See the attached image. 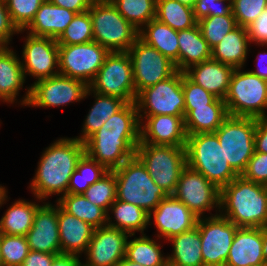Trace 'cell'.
I'll return each mask as SVG.
<instances>
[{
	"mask_svg": "<svg viewBox=\"0 0 267 266\" xmlns=\"http://www.w3.org/2000/svg\"><path fill=\"white\" fill-rule=\"evenodd\" d=\"M140 143V121L136 103H126L85 142V154L108 171L135 156Z\"/></svg>",
	"mask_w": 267,
	"mask_h": 266,
	"instance_id": "1",
	"label": "cell"
},
{
	"mask_svg": "<svg viewBox=\"0 0 267 266\" xmlns=\"http://www.w3.org/2000/svg\"><path fill=\"white\" fill-rule=\"evenodd\" d=\"M84 154V143L76 137L58 139L47 147L30 184L35 198L41 201L52 194H67L71 175Z\"/></svg>",
	"mask_w": 267,
	"mask_h": 266,
	"instance_id": "2",
	"label": "cell"
},
{
	"mask_svg": "<svg viewBox=\"0 0 267 266\" xmlns=\"http://www.w3.org/2000/svg\"><path fill=\"white\" fill-rule=\"evenodd\" d=\"M220 212L238 227L267 228L266 185L236 177L220 189Z\"/></svg>",
	"mask_w": 267,
	"mask_h": 266,
	"instance_id": "3",
	"label": "cell"
},
{
	"mask_svg": "<svg viewBox=\"0 0 267 266\" xmlns=\"http://www.w3.org/2000/svg\"><path fill=\"white\" fill-rule=\"evenodd\" d=\"M185 150L187 165L219 189L239 176L228 163L215 133L187 135Z\"/></svg>",
	"mask_w": 267,
	"mask_h": 266,
	"instance_id": "4",
	"label": "cell"
},
{
	"mask_svg": "<svg viewBox=\"0 0 267 266\" xmlns=\"http://www.w3.org/2000/svg\"><path fill=\"white\" fill-rule=\"evenodd\" d=\"M113 171L116 176V199L137 205L148 214L168 196L154 183L136 155Z\"/></svg>",
	"mask_w": 267,
	"mask_h": 266,
	"instance_id": "5",
	"label": "cell"
},
{
	"mask_svg": "<svg viewBox=\"0 0 267 266\" xmlns=\"http://www.w3.org/2000/svg\"><path fill=\"white\" fill-rule=\"evenodd\" d=\"M93 41L111 52H128L139 30L128 22L110 0H94L89 8Z\"/></svg>",
	"mask_w": 267,
	"mask_h": 266,
	"instance_id": "6",
	"label": "cell"
},
{
	"mask_svg": "<svg viewBox=\"0 0 267 266\" xmlns=\"http://www.w3.org/2000/svg\"><path fill=\"white\" fill-rule=\"evenodd\" d=\"M235 68L224 102L231 116L265 118L267 80L250 71Z\"/></svg>",
	"mask_w": 267,
	"mask_h": 266,
	"instance_id": "7",
	"label": "cell"
},
{
	"mask_svg": "<svg viewBox=\"0 0 267 266\" xmlns=\"http://www.w3.org/2000/svg\"><path fill=\"white\" fill-rule=\"evenodd\" d=\"M135 155L145 165L154 183L173 195L181 172L186 167L185 146L139 143Z\"/></svg>",
	"mask_w": 267,
	"mask_h": 266,
	"instance_id": "8",
	"label": "cell"
},
{
	"mask_svg": "<svg viewBox=\"0 0 267 266\" xmlns=\"http://www.w3.org/2000/svg\"><path fill=\"white\" fill-rule=\"evenodd\" d=\"M256 118L229 115L214 132L231 168L240 176L254 154Z\"/></svg>",
	"mask_w": 267,
	"mask_h": 266,
	"instance_id": "9",
	"label": "cell"
},
{
	"mask_svg": "<svg viewBox=\"0 0 267 266\" xmlns=\"http://www.w3.org/2000/svg\"><path fill=\"white\" fill-rule=\"evenodd\" d=\"M88 87L98 94L117 97L125 103H135L137 96L129 53H109Z\"/></svg>",
	"mask_w": 267,
	"mask_h": 266,
	"instance_id": "10",
	"label": "cell"
},
{
	"mask_svg": "<svg viewBox=\"0 0 267 266\" xmlns=\"http://www.w3.org/2000/svg\"><path fill=\"white\" fill-rule=\"evenodd\" d=\"M135 103L140 123L144 117L148 116H184L185 99L182 89V72L177 70L166 80L142 90L137 95ZM141 112H144L145 116Z\"/></svg>",
	"mask_w": 267,
	"mask_h": 266,
	"instance_id": "11",
	"label": "cell"
},
{
	"mask_svg": "<svg viewBox=\"0 0 267 266\" xmlns=\"http://www.w3.org/2000/svg\"><path fill=\"white\" fill-rule=\"evenodd\" d=\"M90 93V88L84 82L58 74L34 82L20 102L29 107H60L79 102Z\"/></svg>",
	"mask_w": 267,
	"mask_h": 266,
	"instance_id": "12",
	"label": "cell"
},
{
	"mask_svg": "<svg viewBox=\"0 0 267 266\" xmlns=\"http://www.w3.org/2000/svg\"><path fill=\"white\" fill-rule=\"evenodd\" d=\"M59 74L90 85L110 53L95 41L84 44L58 45Z\"/></svg>",
	"mask_w": 267,
	"mask_h": 266,
	"instance_id": "13",
	"label": "cell"
},
{
	"mask_svg": "<svg viewBox=\"0 0 267 266\" xmlns=\"http://www.w3.org/2000/svg\"><path fill=\"white\" fill-rule=\"evenodd\" d=\"M136 96L144 89L166 80L177 70L172 61L139 37L128 50Z\"/></svg>",
	"mask_w": 267,
	"mask_h": 266,
	"instance_id": "14",
	"label": "cell"
},
{
	"mask_svg": "<svg viewBox=\"0 0 267 266\" xmlns=\"http://www.w3.org/2000/svg\"><path fill=\"white\" fill-rule=\"evenodd\" d=\"M203 266H225L230 247L238 229L221 214L198 218Z\"/></svg>",
	"mask_w": 267,
	"mask_h": 266,
	"instance_id": "15",
	"label": "cell"
},
{
	"mask_svg": "<svg viewBox=\"0 0 267 266\" xmlns=\"http://www.w3.org/2000/svg\"><path fill=\"white\" fill-rule=\"evenodd\" d=\"M173 196L199 218L214 207L220 212V189L188 165L181 172Z\"/></svg>",
	"mask_w": 267,
	"mask_h": 266,
	"instance_id": "16",
	"label": "cell"
},
{
	"mask_svg": "<svg viewBox=\"0 0 267 266\" xmlns=\"http://www.w3.org/2000/svg\"><path fill=\"white\" fill-rule=\"evenodd\" d=\"M23 49L21 65L25 77L28 74L39 81L59 74V48L56 39L28 34Z\"/></svg>",
	"mask_w": 267,
	"mask_h": 266,
	"instance_id": "17",
	"label": "cell"
},
{
	"mask_svg": "<svg viewBox=\"0 0 267 266\" xmlns=\"http://www.w3.org/2000/svg\"><path fill=\"white\" fill-rule=\"evenodd\" d=\"M132 236L109 226L95 228L83 266H115L125 257L127 239Z\"/></svg>",
	"mask_w": 267,
	"mask_h": 266,
	"instance_id": "18",
	"label": "cell"
},
{
	"mask_svg": "<svg viewBox=\"0 0 267 266\" xmlns=\"http://www.w3.org/2000/svg\"><path fill=\"white\" fill-rule=\"evenodd\" d=\"M152 216L154 217L155 227L160 233L157 237L166 239L194 229L199 218L173 195H168L161 200L149 214V223L153 218Z\"/></svg>",
	"mask_w": 267,
	"mask_h": 266,
	"instance_id": "19",
	"label": "cell"
},
{
	"mask_svg": "<svg viewBox=\"0 0 267 266\" xmlns=\"http://www.w3.org/2000/svg\"><path fill=\"white\" fill-rule=\"evenodd\" d=\"M30 250L45 253H61L58 229V204L41 205L34 216L31 229L26 234Z\"/></svg>",
	"mask_w": 267,
	"mask_h": 266,
	"instance_id": "20",
	"label": "cell"
},
{
	"mask_svg": "<svg viewBox=\"0 0 267 266\" xmlns=\"http://www.w3.org/2000/svg\"><path fill=\"white\" fill-rule=\"evenodd\" d=\"M140 123V143L165 146H185L187 133L184 116L155 115ZM143 124V125H142Z\"/></svg>",
	"mask_w": 267,
	"mask_h": 266,
	"instance_id": "21",
	"label": "cell"
},
{
	"mask_svg": "<svg viewBox=\"0 0 267 266\" xmlns=\"http://www.w3.org/2000/svg\"><path fill=\"white\" fill-rule=\"evenodd\" d=\"M265 228L238 227L225 266H267L263 255Z\"/></svg>",
	"mask_w": 267,
	"mask_h": 266,
	"instance_id": "22",
	"label": "cell"
},
{
	"mask_svg": "<svg viewBox=\"0 0 267 266\" xmlns=\"http://www.w3.org/2000/svg\"><path fill=\"white\" fill-rule=\"evenodd\" d=\"M231 65L209 59L192 65L184 74L195 84L203 87L215 97L224 100L234 71Z\"/></svg>",
	"mask_w": 267,
	"mask_h": 266,
	"instance_id": "23",
	"label": "cell"
},
{
	"mask_svg": "<svg viewBox=\"0 0 267 266\" xmlns=\"http://www.w3.org/2000/svg\"><path fill=\"white\" fill-rule=\"evenodd\" d=\"M75 15V12L45 0L33 20L23 31L28 30V34L33 36L50 37L57 40Z\"/></svg>",
	"mask_w": 267,
	"mask_h": 266,
	"instance_id": "24",
	"label": "cell"
},
{
	"mask_svg": "<svg viewBox=\"0 0 267 266\" xmlns=\"http://www.w3.org/2000/svg\"><path fill=\"white\" fill-rule=\"evenodd\" d=\"M58 229L61 253L80 255L87 251L95 228L58 205Z\"/></svg>",
	"mask_w": 267,
	"mask_h": 266,
	"instance_id": "25",
	"label": "cell"
},
{
	"mask_svg": "<svg viewBox=\"0 0 267 266\" xmlns=\"http://www.w3.org/2000/svg\"><path fill=\"white\" fill-rule=\"evenodd\" d=\"M229 116L224 100L216 98L201 107H185L184 125L187 135L214 133Z\"/></svg>",
	"mask_w": 267,
	"mask_h": 266,
	"instance_id": "26",
	"label": "cell"
},
{
	"mask_svg": "<svg viewBox=\"0 0 267 266\" xmlns=\"http://www.w3.org/2000/svg\"><path fill=\"white\" fill-rule=\"evenodd\" d=\"M138 37L172 61L179 71L178 31L153 19L139 30Z\"/></svg>",
	"mask_w": 267,
	"mask_h": 266,
	"instance_id": "27",
	"label": "cell"
},
{
	"mask_svg": "<svg viewBox=\"0 0 267 266\" xmlns=\"http://www.w3.org/2000/svg\"><path fill=\"white\" fill-rule=\"evenodd\" d=\"M25 75L16 52L8 47H0V99L14 103L19 90L24 85Z\"/></svg>",
	"mask_w": 267,
	"mask_h": 266,
	"instance_id": "28",
	"label": "cell"
},
{
	"mask_svg": "<svg viewBox=\"0 0 267 266\" xmlns=\"http://www.w3.org/2000/svg\"><path fill=\"white\" fill-rule=\"evenodd\" d=\"M249 42L247 28L238 25L211 49V58L234 68H242L250 51Z\"/></svg>",
	"mask_w": 267,
	"mask_h": 266,
	"instance_id": "29",
	"label": "cell"
},
{
	"mask_svg": "<svg viewBox=\"0 0 267 266\" xmlns=\"http://www.w3.org/2000/svg\"><path fill=\"white\" fill-rule=\"evenodd\" d=\"M179 71L184 72L192 65L211 59V48L197 24L178 31Z\"/></svg>",
	"mask_w": 267,
	"mask_h": 266,
	"instance_id": "30",
	"label": "cell"
},
{
	"mask_svg": "<svg viewBox=\"0 0 267 266\" xmlns=\"http://www.w3.org/2000/svg\"><path fill=\"white\" fill-rule=\"evenodd\" d=\"M173 244L167 263L173 266H203L201 238L197 227L168 239Z\"/></svg>",
	"mask_w": 267,
	"mask_h": 266,
	"instance_id": "31",
	"label": "cell"
},
{
	"mask_svg": "<svg viewBox=\"0 0 267 266\" xmlns=\"http://www.w3.org/2000/svg\"><path fill=\"white\" fill-rule=\"evenodd\" d=\"M57 204L68 214L85 221L94 228L107 226L108 213L90 202L83 194L61 195Z\"/></svg>",
	"mask_w": 267,
	"mask_h": 266,
	"instance_id": "32",
	"label": "cell"
},
{
	"mask_svg": "<svg viewBox=\"0 0 267 266\" xmlns=\"http://www.w3.org/2000/svg\"><path fill=\"white\" fill-rule=\"evenodd\" d=\"M109 210L114 214L116 222L112 223L108 214L107 226L127 232L129 235H135L136 231L144 234V229L149 225V214L132 203L116 199Z\"/></svg>",
	"mask_w": 267,
	"mask_h": 266,
	"instance_id": "33",
	"label": "cell"
},
{
	"mask_svg": "<svg viewBox=\"0 0 267 266\" xmlns=\"http://www.w3.org/2000/svg\"><path fill=\"white\" fill-rule=\"evenodd\" d=\"M40 206L22 199L15 201L0 219V233L26 236L33 225L35 213Z\"/></svg>",
	"mask_w": 267,
	"mask_h": 266,
	"instance_id": "34",
	"label": "cell"
},
{
	"mask_svg": "<svg viewBox=\"0 0 267 266\" xmlns=\"http://www.w3.org/2000/svg\"><path fill=\"white\" fill-rule=\"evenodd\" d=\"M95 103L89 110L82 128V135L77 137L79 141L84 143L89 137L97 132L105 121H107L113 114L119 111L126 103L117 97L109 95H102L93 92Z\"/></svg>",
	"mask_w": 267,
	"mask_h": 266,
	"instance_id": "35",
	"label": "cell"
},
{
	"mask_svg": "<svg viewBox=\"0 0 267 266\" xmlns=\"http://www.w3.org/2000/svg\"><path fill=\"white\" fill-rule=\"evenodd\" d=\"M159 22L181 31L198 24L193 8L175 0H156V18Z\"/></svg>",
	"mask_w": 267,
	"mask_h": 266,
	"instance_id": "36",
	"label": "cell"
},
{
	"mask_svg": "<svg viewBox=\"0 0 267 266\" xmlns=\"http://www.w3.org/2000/svg\"><path fill=\"white\" fill-rule=\"evenodd\" d=\"M161 245L145 234L127 240L125 258L142 266H165L167 256L163 257Z\"/></svg>",
	"mask_w": 267,
	"mask_h": 266,
	"instance_id": "37",
	"label": "cell"
},
{
	"mask_svg": "<svg viewBox=\"0 0 267 266\" xmlns=\"http://www.w3.org/2000/svg\"><path fill=\"white\" fill-rule=\"evenodd\" d=\"M107 172L108 170L103 165L84 154L71 175L67 193L83 194L90 185L97 182Z\"/></svg>",
	"mask_w": 267,
	"mask_h": 266,
	"instance_id": "38",
	"label": "cell"
},
{
	"mask_svg": "<svg viewBox=\"0 0 267 266\" xmlns=\"http://www.w3.org/2000/svg\"><path fill=\"white\" fill-rule=\"evenodd\" d=\"M118 12L140 30L156 18V0H110Z\"/></svg>",
	"mask_w": 267,
	"mask_h": 266,
	"instance_id": "39",
	"label": "cell"
},
{
	"mask_svg": "<svg viewBox=\"0 0 267 266\" xmlns=\"http://www.w3.org/2000/svg\"><path fill=\"white\" fill-rule=\"evenodd\" d=\"M93 41L92 19L89 10L77 13L57 39L58 45L84 44Z\"/></svg>",
	"mask_w": 267,
	"mask_h": 266,
	"instance_id": "40",
	"label": "cell"
},
{
	"mask_svg": "<svg viewBox=\"0 0 267 266\" xmlns=\"http://www.w3.org/2000/svg\"><path fill=\"white\" fill-rule=\"evenodd\" d=\"M83 195L93 204L109 213L110 206L116 200V176L108 171L97 182L90 185Z\"/></svg>",
	"mask_w": 267,
	"mask_h": 266,
	"instance_id": "41",
	"label": "cell"
},
{
	"mask_svg": "<svg viewBox=\"0 0 267 266\" xmlns=\"http://www.w3.org/2000/svg\"><path fill=\"white\" fill-rule=\"evenodd\" d=\"M198 25L211 49L238 26L233 15L204 17L198 21Z\"/></svg>",
	"mask_w": 267,
	"mask_h": 266,
	"instance_id": "42",
	"label": "cell"
},
{
	"mask_svg": "<svg viewBox=\"0 0 267 266\" xmlns=\"http://www.w3.org/2000/svg\"><path fill=\"white\" fill-rule=\"evenodd\" d=\"M30 251L26 236L0 233L3 266H20Z\"/></svg>",
	"mask_w": 267,
	"mask_h": 266,
	"instance_id": "43",
	"label": "cell"
},
{
	"mask_svg": "<svg viewBox=\"0 0 267 266\" xmlns=\"http://www.w3.org/2000/svg\"><path fill=\"white\" fill-rule=\"evenodd\" d=\"M45 0H5L13 24L23 31Z\"/></svg>",
	"mask_w": 267,
	"mask_h": 266,
	"instance_id": "44",
	"label": "cell"
},
{
	"mask_svg": "<svg viewBox=\"0 0 267 266\" xmlns=\"http://www.w3.org/2000/svg\"><path fill=\"white\" fill-rule=\"evenodd\" d=\"M267 8V0H232L237 25L247 28Z\"/></svg>",
	"mask_w": 267,
	"mask_h": 266,
	"instance_id": "45",
	"label": "cell"
},
{
	"mask_svg": "<svg viewBox=\"0 0 267 266\" xmlns=\"http://www.w3.org/2000/svg\"><path fill=\"white\" fill-rule=\"evenodd\" d=\"M182 89L185 99V107H201L211 104L217 97L203 87L192 82L182 72Z\"/></svg>",
	"mask_w": 267,
	"mask_h": 266,
	"instance_id": "46",
	"label": "cell"
},
{
	"mask_svg": "<svg viewBox=\"0 0 267 266\" xmlns=\"http://www.w3.org/2000/svg\"><path fill=\"white\" fill-rule=\"evenodd\" d=\"M193 11L197 21L209 16L233 15L232 0H197Z\"/></svg>",
	"mask_w": 267,
	"mask_h": 266,
	"instance_id": "47",
	"label": "cell"
},
{
	"mask_svg": "<svg viewBox=\"0 0 267 266\" xmlns=\"http://www.w3.org/2000/svg\"><path fill=\"white\" fill-rule=\"evenodd\" d=\"M241 176L246 180L267 185V153L254 151Z\"/></svg>",
	"mask_w": 267,
	"mask_h": 266,
	"instance_id": "48",
	"label": "cell"
},
{
	"mask_svg": "<svg viewBox=\"0 0 267 266\" xmlns=\"http://www.w3.org/2000/svg\"><path fill=\"white\" fill-rule=\"evenodd\" d=\"M17 27L13 24L5 0H0V47H8L13 34H19Z\"/></svg>",
	"mask_w": 267,
	"mask_h": 266,
	"instance_id": "49",
	"label": "cell"
},
{
	"mask_svg": "<svg viewBox=\"0 0 267 266\" xmlns=\"http://www.w3.org/2000/svg\"><path fill=\"white\" fill-rule=\"evenodd\" d=\"M250 43L257 42L260 46H267V8L248 27Z\"/></svg>",
	"mask_w": 267,
	"mask_h": 266,
	"instance_id": "50",
	"label": "cell"
},
{
	"mask_svg": "<svg viewBox=\"0 0 267 266\" xmlns=\"http://www.w3.org/2000/svg\"><path fill=\"white\" fill-rule=\"evenodd\" d=\"M254 147L256 152L267 153V117L256 118Z\"/></svg>",
	"mask_w": 267,
	"mask_h": 266,
	"instance_id": "51",
	"label": "cell"
},
{
	"mask_svg": "<svg viewBox=\"0 0 267 266\" xmlns=\"http://www.w3.org/2000/svg\"><path fill=\"white\" fill-rule=\"evenodd\" d=\"M55 255L54 253L30 250L20 266H51Z\"/></svg>",
	"mask_w": 267,
	"mask_h": 266,
	"instance_id": "52",
	"label": "cell"
},
{
	"mask_svg": "<svg viewBox=\"0 0 267 266\" xmlns=\"http://www.w3.org/2000/svg\"><path fill=\"white\" fill-rule=\"evenodd\" d=\"M49 1L56 6L66 8L77 14L89 10L94 0H49Z\"/></svg>",
	"mask_w": 267,
	"mask_h": 266,
	"instance_id": "53",
	"label": "cell"
},
{
	"mask_svg": "<svg viewBox=\"0 0 267 266\" xmlns=\"http://www.w3.org/2000/svg\"><path fill=\"white\" fill-rule=\"evenodd\" d=\"M79 257L75 254L59 253L55 255L51 266H83Z\"/></svg>",
	"mask_w": 267,
	"mask_h": 266,
	"instance_id": "54",
	"label": "cell"
},
{
	"mask_svg": "<svg viewBox=\"0 0 267 266\" xmlns=\"http://www.w3.org/2000/svg\"><path fill=\"white\" fill-rule=\"evenodd\" d=\"M267 57V52H264L263 54H259V57L257 58L259 63L263 62L264 59ZM259 66V65H258ZM262 67V66H261ZM258 67L257 70H251L250 72L254 73L256 76L267 80V66L266 67Z\"/></svg>",
	"mask_w": 267,
	"mask_h": 266,
	"instance_id": "55",
	"label": "cell"
},
{
	"mask_svg": "<svg viewBox=\"0 0 267 266\" xmlns=\"http://www.w3.org/2000/svg\"><path fill=\"white\" fill-rule=\"evenodd\" d=\"M115 266H142V265L134 263L124 257Z\"/></svg>",
	"mask_w": 267,
	"mask_h": 266,
	"instance_id": "56",
	"label": "cell"
},
{
	"mask_svg": "<svg viewBox=\"0 0 267 266\" xmlns=\"http://www.w3.org/2000/svg\"><path fill=\"white\" fill-rule=\"evenodd\" d=\"M263 255L267 264V228H265V234L263 235Z\"/></svg>",
	"mask_w": 267,
	"mask_h": 266,
	"instance_id": "57",
	"label": "cell"
},
{
	"mask_svg": "<svg viewBox=\"0 0 267 266\" xmlns=\"http://www.w3.org/2000/svg\"><path fill=\"white\" fill-rule=\"evenodd\" d=\"M6 188L3 186H0V206H2V204H4L8 198V196L6 195Z\"/></svg>",
	"mask_w": 267,
	"mask_h": 266,
	"instance_id": "58",
	"label": "cell"
},
{
	"mask_svg": "<svg viewBox=\"0 0 267 266\" xmlns=\"http://www.w3.org/2000/svg\"><path fill=\"white\" fill-rule=\"evenodd\" d=\"M180 2L181 4L188 6L190 8H193L195 6V3L197 2V0H175Z\"/></svg>",
	"mask_w": 267,
	"mask_h": 266,
	"instance_id": "59",
	"label": "cell"
},
{
	"mask_svg": "<svg viewBox=\"0 0 267 266\" xmlns=\"http://www.w3.org/2000/svg\"><path fill=\"white\" fill-rule=\"evenodd\" d=\"M0 266H3V262H2V259H1V253H0Z\"/></svg>",
	"mask_w": 267,
	"mask_h": 266,
	"instance_id": "60",
	"label": "cell"
}]
</instances>
